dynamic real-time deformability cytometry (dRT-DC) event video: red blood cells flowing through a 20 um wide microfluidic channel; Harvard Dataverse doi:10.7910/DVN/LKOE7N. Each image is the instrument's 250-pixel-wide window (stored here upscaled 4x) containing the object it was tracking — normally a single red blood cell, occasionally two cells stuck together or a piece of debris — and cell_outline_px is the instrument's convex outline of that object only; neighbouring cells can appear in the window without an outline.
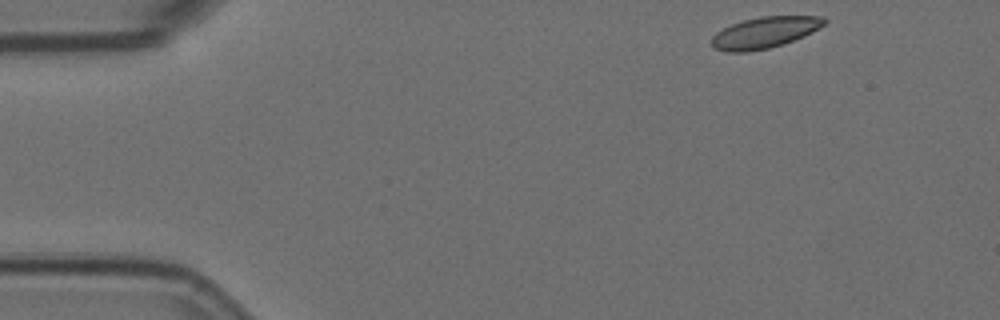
{"species": "Egyptian fruit bat (a non-hibernating species)", "species_latin": "Rousettus aegyptiacus", "temperature_condition": "room temperature", "stored_images_in_passage": 52, "camera_frame_rate_fps": 3000, "um_per_image_px": 0.085, "animal": {"sex": "female"}, "frame": {"image": 1, "passage_image": 1, "time_ms": 0.0, "image_size_px": [1000, 320], "cell_outline_px": [[828, 20], [824, 24], [812, 32], [804, 36], [784, 44], [768, 48], [748, 52], [728, 52], [716, 48], [712, 44], [712, 36], [716, 32], [732, 24], [744, 20], [760, 16], [824, 16]], "centroid_in_image_um": [65.02, 2.76], "position_along_channel_um": 20.0, "area_um2": 20.4}}
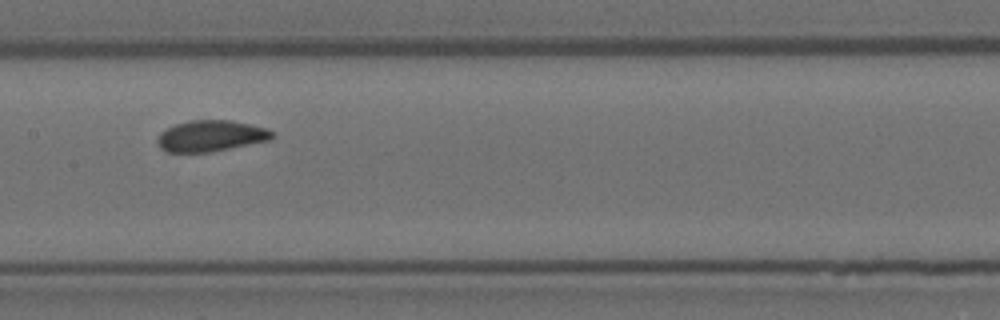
{"frame": {"image": 2, "passage_image": 23, "time_ms": 7.333, "image_size_px": [1000, 320], "cell_outline_px": [[272, 136], [268, 140], [208, 152], [168, 152], [160, 148], [156, 140], [160, 132], [176, 124], [188, 120], [232, 120], [252, 124], [268, 128], [272, 132]], "centroid_in_image_um": [17.88, 11.54], "position_along_channel_um": 189.5, "area_um2": 20.63}}
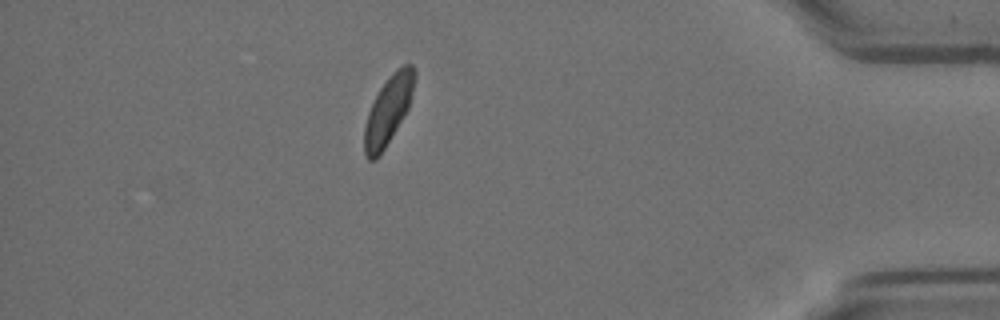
{"frame": {"image": 3, "passage_image": 45, "time_ms": 14.667, "image_size_px": [1000, 320], "cell_outline_px": [[416, 76], [412, 96], [408, 108], [384, 148], [376, 160], [368, 160], [364, 156], [364, 128], [368, 112], [380, 88], [388, 76], [396, 68], [404, 64], [412, 64], [416, 72]], "centroid_in_image_um": [33.0, 9.33], "position_along_channel_um": 402.2, "area_um2": 19.83}, "authors_computed_cell_mechanics": {"area_um2": 20.9236, "velocity_mm_per_s": 3.5142, "shape_relaxation_time_tau1_ms": 4.1088, "shape_relaxation_time_tau2_ms": null, "deformation_change_tau1": 0.0957, "deformation_change_tau2": null}}